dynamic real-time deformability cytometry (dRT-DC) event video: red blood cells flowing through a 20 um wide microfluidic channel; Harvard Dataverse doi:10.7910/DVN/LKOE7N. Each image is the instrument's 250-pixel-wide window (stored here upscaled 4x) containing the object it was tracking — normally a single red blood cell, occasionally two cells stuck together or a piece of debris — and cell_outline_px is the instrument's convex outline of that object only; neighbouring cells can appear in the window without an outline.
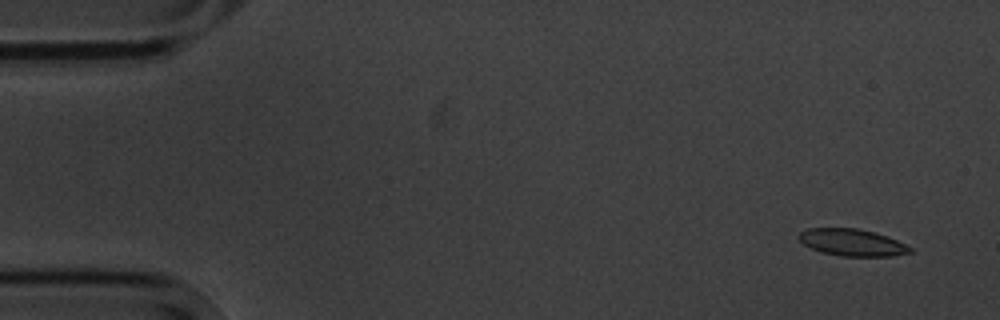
{"species": "common noctule bat (a hibernating species)", "species_latin": "Nyctalus noctula", "temperature_condition": "cold", "stored_images_in_passage": 4, "camera_frame_rate_fps": 3000, "um_per_image_px": 0.085, "animal": {"sex": "male", "body_mass_g": 20.1, "forearm_length_mm": 53.5}, "frame": {"image": 1, "passage_image": 1, "time_ms": 0.0, "image_size_px": [1000, 320], "cell_outline_px": [[912, 252], [892, 256], [840, 256], [820, 252], [804, 244], [796, 236], [800, 232], [808, 228], [860, 228], [876, 232], [896, 240], [912, 248]], "centroid_in_image_um": [72.41, 20.6], "position_along_channel_um": 12.6, "area_um2": 17.51}}